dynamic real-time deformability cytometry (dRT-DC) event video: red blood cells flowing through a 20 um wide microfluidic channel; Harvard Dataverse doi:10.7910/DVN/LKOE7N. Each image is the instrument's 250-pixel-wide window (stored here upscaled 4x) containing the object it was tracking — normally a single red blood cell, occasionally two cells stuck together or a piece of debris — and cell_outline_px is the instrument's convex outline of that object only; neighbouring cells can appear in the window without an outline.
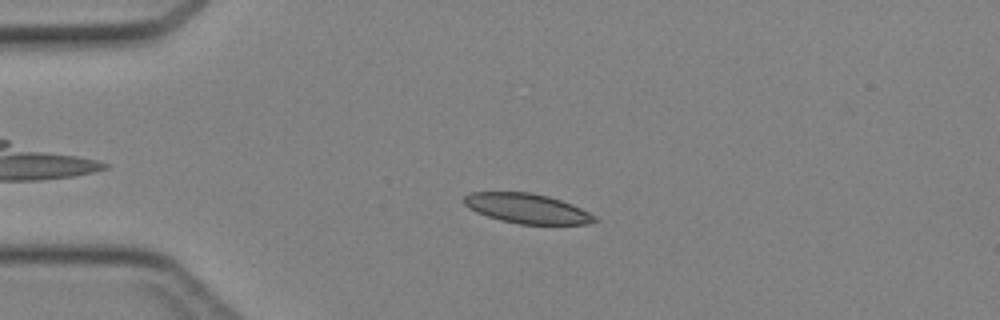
{"species": "Egyptian fruit bat (a non-hibernating species)", "species_latin": "Rousettus aegyptiacus", "temperature_condition": "cold", "stored_images_in_passage": 44, "camera_frame_rate_fps": 3000, "um_per_image_px": 0.085, "animal": {"sex": "female"}, "frame": {"image": 1, "passage_image": 10, "time_ms": 3.0, "image_size_px": [1000, 320], "cell_outline_px": [[600, 220], [584, 224], [520, 224], [500, 220], [476, 212], [468, 208], [460, 200], [464, 196], [472, 192], [532, 192], [548, 196], [572, 204], [596, 216]], "centroid_in_image_um": [44.77, 17.71], "position_along_channel_um": 40.2, "area_um2": 22.72}}
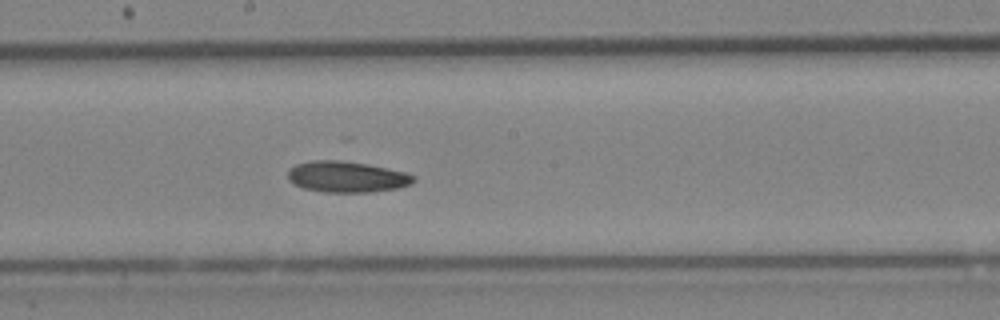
{"frame": {"image": 2, "passage_image": 24, "time_ms": 7.667, "image_size_px": [1000, 320], "cell_outline_px": [[416, 180], [412, 184], [400, 188], [372, 192], [324, 192], [304, 188], [288, 180], [288, 168], [296, 164], [312, 160], [344, 160], [368, 164], [404, 172], [416, 176]], "centroid_in_image_um": [29.49, 15.02], "position_along_channel_um": 218.7, "area_um2": 22.95}}
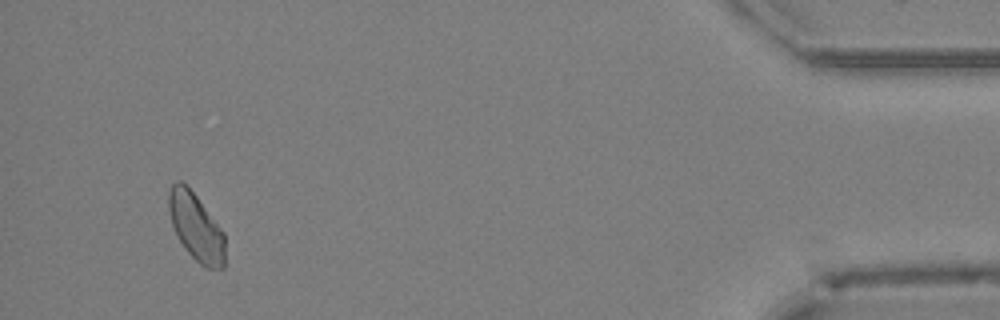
{"frame": {"image": 3, "passage_image": 42, "time_ms": 13.667, "image_size_px": [1000, 320], "cell_outline_px": [[224, 268], [208, 268], [200, 264], [184, 248], [172, 224], [168, 212], [168, 192], [172, 184], [176, 180], [180, 180], [196, 196], [224, 232]], "centroid_in_image_um": [16.64, 19.29], "position_along_channel_um": 418.6, "area_um2": 21.79}}